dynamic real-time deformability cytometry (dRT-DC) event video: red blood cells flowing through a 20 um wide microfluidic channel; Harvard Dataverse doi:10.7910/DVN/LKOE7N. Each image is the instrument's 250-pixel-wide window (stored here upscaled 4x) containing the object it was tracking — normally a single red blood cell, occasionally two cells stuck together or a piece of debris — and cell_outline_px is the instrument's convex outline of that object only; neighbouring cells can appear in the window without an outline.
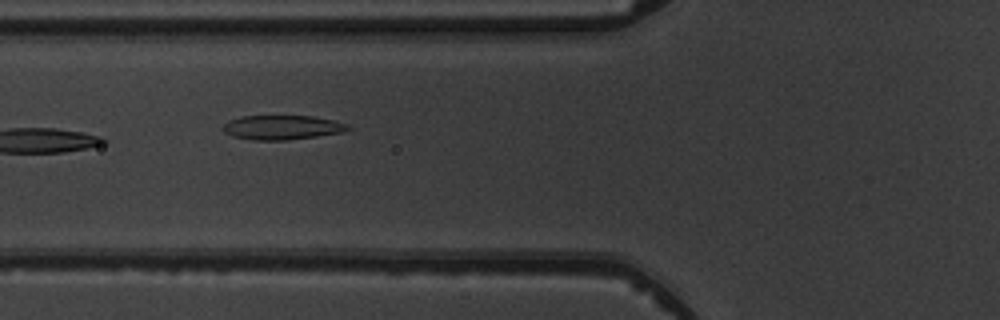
{"species": "common noctule bat (a hibernating species)", "species_latin": "Nyctalus noctula", "temperature_condition": "warm", "stored_images_in_passage": 2, "camera_frame_rate_fps": 3000, "um_per_image_px": 0.085, "animal": {"sex": "male", "body_mass_g": 19.5, "forearm_length_mm": 54.6}, "frame": {"image": 1, "passage_image": 2, "time_ms": 1.333, "image_size_px": [1000, 320], "cell_outline_px": [[352, 128], [340, 132], [316, 136], [288, 140], [252, 140], [232, 136], [224, 132], [220, 128], [228, 120], [240, 116], [312, 116], [332, 120], [348, 124]], "centroid_in_image_um": [23.91, 10.83], "position_along_channel_um": 101.9, "area_um2": 17.74}}